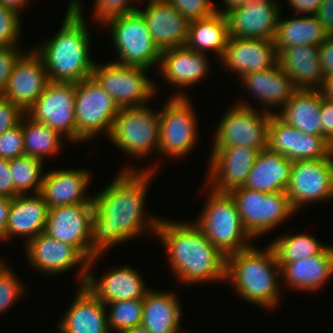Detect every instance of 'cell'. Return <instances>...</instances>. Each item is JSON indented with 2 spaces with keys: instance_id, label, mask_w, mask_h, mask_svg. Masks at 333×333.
I'll return each instance as SVG.
<instances>
[{
  "instance_id": "1",
  "label": "cell",
  "mask_w": 333,
  "mask_h": 333,
  "mask_svg": "<svg viewBox=\"0 0 333 333\" xmlns=\"http://www.w3.org/2000/svg\"><path fill=\"white\" fill-rule=\"evenodd\" d=\"M155 165L141 170L125 167L103 191L93 195L89 260L146 230L156 234L160 218L148 215L146 219L144 215L147 189L157 172Z\"/></svg>"
},
{
  "instance_id": "2",
  "label": "cell",
  "mask_w": 333,
  "mask_h": 333,
  "mask_svg": "<svg viewBox=\"0 0 333 333\" xmlns=\"http://www.w3.org/2000/svg\"><path fill=\"white\" fill-rule=\"evenodd\" d=\"M155 236L167 252L170 271L182 284L226 281V257L194 222L161 217Z\"/></svg>"
},
{
  "instance_id": "3",
  "label": "cell",
  "mask_w": 333,
  "mask_h": 333,
  "mask_svg": "<svg viewBox=\"0 0 333 333\" xmlns=\"http://www.w3.org/2000/svg\"><path fill=\"white\" fill-rule=\"evenodd\" d=\"M58 33L34 50L42 57L51 82H80L92 76L91 35L80 0H70Z\"/></svg>"
},
{
  "instance_id": "4",
  "label": "cell",
  "mask_w": 333,
  "mask_h": 333,
  "mask_svg": "<svg viewBox=\"0 0 333 333\" xmlns=\"http://www.w3.org/2000/svg\"><path fill=\"white\" fill-rule=\"evenodd\" d=\"M277 277L281 268L270 244L264 250L252 244L226 258V282L237 295L266 311L281 301Z\"/></svg>"
},
{
  "instance_id": "5",
  "label": "cell",
  "mask_w": 333,
  "mask_h": 333,
  "mask_svg": "<svg viewBox=\"0 0 333 333\" xmlns=\"http://www.w3.org/2000/svg\"><path fill=\"white\" fill-rule=\"evenodd\" d=\"M209 192L205 206L194 223L226 258L250 247L254 240L244 228L231 195L211 189Z\"/></svg>"
},
{
  "instance_id": "6",
  "label": "cell",
  "mask_w": 333,
  "mask_h": 333,
  "mask_svg": "<svg viewBox=\"0 0 333 333\" xmlns=\"http://www.w3.org/2000/svg\"><path fill=\"white\" fill-rule=\"evenodd\" d=\"M102 26L110 27L114 50L119 58L114 62L146 69L159 65L161 51L153 42L146 20L138 10L112 17Z\"/></svg>"
},
{
  "instance_id": "7",
  "label": "cell",
  "mask_w": 333,
  "mask_h": 333,
  "mask_svg": "<svg viewBox=\"0 0 333 333\" xmlns=\"http://www.w3.org/2000/svg\"><path fill=\"white\" fill-rule=\"evenodd\" d=\"M159 132V111L145 104L120 108L108 139L124 153L143 159L158 153Z\"/></svg>"
},
{
  "instance_id": "8",
  "label": "cell",
  "mask_w": 333,
  "mask_h": 333,
  "mask_svg": "<svg viewBox=\"0 0 333 333\" xmlns=\"http://www.w3.org/2000/svg\"><path fill=\"white\" fill-rule=\"evenodd\" d=\"M119 111L115 100L93 76L75 83L76 143L102 132L109 137Z\"/></svg>"
},
{
  "instance_id": "9",
  "label": "cell",
  "mask_w": 333,
  "mask_h": 333,
  "mask_svg": "<svg viewBox=\"0 0 333 333\" xmlns=\"http://www.w3.org/2000/svg\"><path fill=\"white\" fill-rule=\"evenodd\" d=\"M229 194L236 203L244 228L253 239L272 231L296 213L286 192L264 193L242 186Z\"/></svg>"
},
{
  "instance_id": "10",
  "label": "cell",
  "mask_w": 333,
  "mask_h": 333,
  "mask_svg": "<svg viewBox=\"0 0 333 333\" xmlns=\"http://www.w3.org/2000/svg\"><path fill=\"white\" fill-rule=\"evenodd\" d=\"M186 93L177 92L159 110L158 154L183 158L196 146L198 118Z\"/></svg>"
},
{
  "instance_id": "11",
  "label": "cell",
  "mask_w": 333,
  "mask_h": 333,
  "mask_svg": "<svg viewBox=\"0 0 333 333\" xmlns=\"http://www.w3.org/2000/svg\"><path fill=\"white\" fill-rule=\"evenodd\" d=\"M256 109L246 100L229 107L216 128L213 147L268 148L269 124L274 113Z\"/></svg>"
},
{
  "instance_id": "12",
  "label": "cell",
  "mask_w": 333,
  "mask_h": 333,
  "mask_svg": "<svg viewBox=\"0 0 333 333\" xmlns=\"http://www.w3.org/2000/svg\"><path fill=\"white\" fill-rule=\"evenodd\" d=\"M147 70L112 61L101 65L95 62L92 76L120 108L136 107L148 104L157 95V87L147 77Z\"/></svg>"
},
{
  "instance_id": "13",
  "label": "cell",
  "mask_w": 333,
  "mask_h": 333,
  "mask_svg": "<svg viewBox=\"0 0 333 333\" xmlns=\"http://www.w3.org/2000/svg\"><path fill=\"white\" fill-rule=\"evenodd\" d=\"M75 83L49 82L45 90L27 110L34 121L48 125L76 143Z\"/></svg>"
},
{
  "instance_id": "14",
  "label": "cell",
  "mask_w": 333,
  "mask_h": 333,
  "mask_svg": "<svg viewBox=\"0 0 333 333\" xmlns=\"http://www.w3.org/2000/svg\"><path fill=\"white\" fill-rule=\"evenodd\" d=\"M332 153L327 158L297 160L286 190L293 209L331 199Z\"/></svg>"
},
{
  "instance_id": "15",
  "label": "cell",
  "mask_w": 333,
  "mask_h": 333,
  "mask_svg": "<svg viewBox=\"0 0 333 333\" xmlns=\"http://www.w3.org/2000/svg\"><path fill=\"white\" fill-rule=\"evenodd\" d=\"M211 151L204 185L215 192L229 193L244 186L261 150L234 146L212 147Z\"/></svg>"
},
{
  "instance_id": "16",
  "label": "cell",
  "mask_w": 333,
  "mask_h": 333,
  "mask_svg": "<svg viewBox=\"0 0 333 333\" xmlns=\"http://www.w3.org/2000/svg\"><path fill=\"white\" fill-rule=\"evenodd\" d=\"M25 254L33 269L48 276L62 274L76 265L79 266L78 286H83L88 260L74 246L42 232L25 244Z\"/></svg>"
},
{
  "instance_id": "17",
  "label": "cell",
  "mask_w": 333,
  "mask_h": 333,
  "mask_svg": "<svg viewBox=\"0 0 333 333\" xmlns=\"http://www.w3.org/2000/svg\"><path fill=\"white\" fill-rule=\"evenodd\" d=\"M94 203L52 207L44 233L74 246L89 261V240Z\"/></svg>"
},
{
  "instance_id": "18",
  "label": "cell",
  "mask_w": 333,
  "mask_h": 333,
  "mask_svg": "<svg viewBox=\"0 0 333 333\" xmlns=\"http://www.w3.org/2000/svg\"><path fill=\"white\" fill-rule=\"evenodd\" d=\"M100 256L88 261L87 272L84 281L86 288L95 298L102 303L114 301H127L144 299L149 291L143 281V277L137 270L127 265L119 268H112L104 272L101 278L97 279L91 272L94 263ZM146 287V288H145Z\"/></svg>"
},
{
  "instance_id": "19",
  "label": "cell",
  "mask_w": 333,
  "mask_h": 333,
  "mask_svg": "<svg viewBox=\"0 0 333 333\" xmlns=\"http://www.w3.org/2000/svg\"><path fill=\"white\" fill-rule=\"evenodd\" d=\"M277 0H250L226 16L229 37L273 40L281 15Z\"/></svg>"
},
{
  "instance_id": "20",
  "label": "cell",
  "mask_w": 333,
  "mask_h": 333,
  "mask_svg": "<svg viewBox=\"0 0 333 333\" xmlns=\"http://www.w3.org/2000/svg\"><path fill=\"white\" fill-rule=\"evenodd\" d=\"M25 53L16 62L1 97L26 113L50 80L42 57L35 50Z\"/></svg>"
},
{
  "instance_id": "21",
  "label": "cell",
  "mask_w": 333,
  "mask_h": 333,
  "mask_svg": "<svg viewBox=\"0 0 333 333\" xmlns=\"http://www.w3.org/2000/svg\"><path fill=\"white\" fill-rule=\"evenodd\" d=\"M220 62L240 79L246 74L270 69L278 62V55L273 40L229 37Z\"/></svg>"
},
{
  "instance_id": "22",
  "label": "cell",
  "mask_w": 333,
  "mask_h": 333,
  "mask_svg": "<svg viewBox=\"0 0 333 333\" xmlns=\"http://www.w3.org/2000/svg\"><path fill=\"white\" fill-rule=\"evenodd\" d=\"M138 11L160 51L185 46L189 21L167 0L148 1L145 9L138 7Z\"/></svg>"
},
{
  "instance_id": "23",
  "label": "cell",
  "mask_w": 333,
  "mask_h": 333,
  "mask_svg": "<svg viewBox=\"0 0 333 333\" xmlns=\"http://www.w3.org/2000/svg\"><path fill=\"white\" fill-rule=\"evenodd\" d=\"M87 169H53L44 174L40 194L48 208L93 203V196H87L92 175Z\"/></svg>"
},
{
  "instance_id": "24",
  "label": "cell",
  "mask_w": 333,
  "mask_h": 333,
  "mask_svg": "<svg viewBox=\"0 0 333 333\" xmlns=\"http://www.w3.org/2000/svg\"><path fill=\"white\" fill-rule=\"evenodd\" d=\"M207 59L206 54L181 46L161 51L157 66L167 84L185 89L206 77L210 70Z\"/></svg>"
},
{
  "instance_id": "25",
  "label": "cell",
  "mask_w": 333,
  "mask_h": 333,
  "mask_svg": "<svg viewBox=\"0 0 333 333\" xmlns=\"http://www.w3.org/2000/svg\"><path fill=\"white\" fill-rule=\"evenodd\" d=\"M68 311L57 324L59 333H110L107 308L84 286H79Z\"/></svg>"
},
{
  "instance_id": "26",
  "label": "cell",
  "mask_w": 333,
  "mask_h": 333,
  "mask_svg": "<svg viewBox=\"0 0 333 333\" xmlns=\"http://www.w3.org/2000/svg\"><path fill=\"white\" fill-rule=\"evenodd\" d=\"M48 210V205L40 193L13 197L5 234L1 241H9L12 236H24L27 239L23 243L25 245L44 232Z\"/></svg>"
},
{
  "instance_id": "27",
  "label": "cell",
  "mask_w": 333,
  "mask_h": 333,
  "mask_svg": "<svg viewBox=\"0 0 333 333\" xmlns=\"http://www.w3.org/2000/svg\"><path fill=\"white\" fill-rule=\"evenodd\" d=\"M281 280L294 290L313 292L333 277V245H327L319 254L292 263L279 264ZM284 279V280H283Z\"/></svg>"
},
{
  "instance_id": "28",
  "label": "cell",
  "mask_w": 333,
  "mask_h": 333,
  "mask_svg": "<svg viewBox=\"0 0 333 333\" xmlns=\"http://www.w3.org/2000/svg\"><path fill=\"white\" fill-rule=\"evenodd\" d=\"M240 81L242 87L259 100L262 110L274 114L270 106L283 107L297 90L278 62L270 69L246 74Z\"/></svg>"
},
{
  "instance_id": "29",
  "label": "cell",
  "mask_w": 333,
  "mask_h": 333,
  "mask_svg": "<svg viewBox=\"0 0 333 333\" xmlns=\"http://www.w3.org/2000/svg\"><path fill=\"white\" fill-rule=\"evenodd\" d=\"M319 46L297 45L282 49L278 63L297 90L318 89L323 81Z\"/></svg>"
},
{
  "instance_id": "30",
  "label": "cell",
  "mask_w": 333,
  "mask_h": 333,
  "mask_svg": "<svg viewBox=\"0 0 333 333\" xmlns=\"http://www.w3.org/2000/svg\"><path fill=\"white\" fill-rule=\"evenodd\" d=\"M293 162L269 148L259 152L243 187L264 193L286 192Z\"/></svg>"
},
{
  "instance_id": "31",
  "label": "cell",
  "mask_w": 333,
  "mask_h": 333,
  "mask_svg": "<svg viewBox=\"0 0 333 333\" xmlns=\"http://www.w3.org/2000/svg\"><path fill=\"white\" fill-rule=\"evenodd\" d=\"M177 294L149 289L143 299L142 326L149 333H180L182 310Z\"/></svg>"
},
{
  "instance_id": "32",
  "label": "cell",
  "mask_w": 333,
  "mask_h": 333,
  "mask_svg": "<svg viewBox=\"0 0 333 333\" xmlns=\"http://www.w3.org/2000/svg\"><path fill=\"white\" fill-rule=\"evenodd\" d=\"M322 102L323 97L318 89L296 90L276 115L306 134L322 136Z\"/></svg>"
},
{
  "instance_id": "33",
  "label": "cell",
  "mask_w": 333,
  "mask_h": 333,
  "mask_svg": "<svg viewBox=\"0 0 333 333\" xmlns=\"http://www.w3.org/2000/svg\"><path fill=\"white\" fill-rule=\"evenodd\" d=\"M327 37L315 15H295L286 20L280 15L273 42L278 54L284 48L297 45L319 46Z\"/></svg>"
},
{
  "instance_id": "34",
  "label": "cell",
  "mask_w": 333,
  "mask_h": 333,
  "mask_svg": "<svg viewBox=\"0 0 333 333\" xmlns=\"http://www.w3.org/2000/svg\"><path fill=\"white\" fill-rule=\"evenodd\" d=\"M228 39L227 16L216 12L210 17L189 23L185 46L199 53L215 52V58L220 60L226 49Z\"/></svg>"
},
{
  "instance_id": "35",
  "label": "cell",
  "mask_w": 333,
  "mask_h": 333,
  "mask_svg": "<svg viewBox=\"0 0 333 333\" xmlns=\"http://www.w3.org/2000/svg\"><path fill=\"white\" fill-rule=\"evenodd\" d=\"M24 156L44 161L46 157L59 154L62 135L44 123L34 121L26 113L22 117Z\"/></svg>"
},
{
  "instance_id": "36",
  "label": "cell",
  "mask_w": 333,
  "mask_h": 333,
  "mask_svg": "<svg viewBox=\"0 0 333 333\" xmlns=\"http://www.w3.org/2000/svg\"><path fill=\"white\" fill-rule=\"evenodd\" d=\"M270 245L274 249L279 264L292 263L317 255L327 246L307 233L284 234L273 240Z\"/></svg>"
},
{
  "instance_id": "37",
  "label": "cell",
  "mask_w": 333,
  "mask_h": 333,
  "mask_svg": "<svg viewBox=\"0 0 333 333\" xmlns=\"http://www.w3.org/2000/svg\"><path fill=\"white\" fill-rule=\"evenodd\" d=\"M44 161L29 156L9 160V168L15 188V196L40 193L44 178Z\"/></svg>"
},
{
  "instance_id": "38",
  "label": "cell",
  "mask_w": 333,
  "mask_h": 333,
  "mask_svg": "<svg viewBox=\"0 0 333 333\" xmlns=\"http://www.w3.org/2000/svg\"><path fill=\"white\" fill-rule=\"evenodd\" d=\"M300 130L286 124L273 114L269 124L268 148L280 153L290 161L298 160V143Z\"/></svg>"
},
{
  "instance_id": "39",
  "label": "cell",
  "mask_w": 333,
  "mask_h": 333,
  "mask_svg": "<svg viewBox=\"0 0 333 333\" xmlns=\"http://www.w3.org/2000/svg\"><path fill=\"white\" fill-rule=\"evenodd\" d=\"M105 307H109L107 317L111 333L112 331L119 333L125 329L142 325L143 299L109 302L105 303Z\"/></svg>"
},
{
  "instance_id": "40",
  "label": "cell",
  "mask_w": 333,
  "mask_h": 333,
  "mask_svg": "<svg viewBox=\"0 0 333 333\" xmlns=\"http://www.w3.org/2000/svg\"><path fill=\"white\" fill-rule=\"evenodd\" d=\"M7 265L0 273V314L7 311L26 291L19 276Z\"/></svg>"
},
{
  "instance_id": "41",
  "label": "cell",
  "mask_w": 333,
  "mask_h": 333,
  "mask_svg": "<svg viewBox=\"0 0 333 333\" xmlns=\"http://www.w3.org/2000/svg\"><path fill=\"white\" fill-rule=\"evenodd\" d=\"M20 16L15 10L0 4V46H20Z\"/></svg>"
},
{
  "instance_id": "42",
  "label": "cell",
  "mask_w": 333,
  "mask_h": 333,
  "mask_svg": "<svg viewBox=\"0 0 333 333\" xmlns=\"http://www.w3.org/2000/svg\"><path fill=\"white\" fill-rule=\"evenodd\" d=\"M333 152V146L319 135H309L300 130L298 160L327 158Z\"/></svg>"
},
{
  "instance_id": "43",
  "label": "cell",
  "mask_w": 333,
  "mask_h": 333,
  "mask_svg": "<svg viewBox=\"0 0 333 333\" xmlns=\"http://www.w3.org/2000/svg\"><path fill=\"white\" fill-rule=\"evenodd\" d=\"M136 0H95L93 5V17L97 23L103 24L106 20L123 15L125 13H131L137 11L138 8L133 3ZM96 17V18H95Z\"/></svg>"
},
{
  "instance_id": "44",
  "label": "cell",
  "mask_w": 333,
  "mask_h": 333,
  "mask_svg": "<svg viewBox=\"0 0 333 333\" xmlns=\"http://www.w3.org/2000/svg\"><path fill=\"white\" fill-rule=\"evenodd\" d=\"M172 4L188 21L193 22L199 19L212 16L216 13V6L211 0H167Z\"/></svg>"
},
{
  "instance_id": "45",
  "label": "cell",
  "mask_w": 333,
  "mask_h": 333,
  "mask_svg": "<svg viewBox=\"0 0 333 333\" xmlns=\"http://www.w3.org/2000/svg\"><path fill=\"white\" fill-rule=\"evenodd\" d=\"M24 156L22 120L0 135V158L14 159Z\"/></svg>"
},
{
  "instance_id": "46",
  "label": "cell",
  "mask_w": 333,
  "mask_h": 333,
  "mask_svg": "<svg viewBox=\"0 0 333 333\" xmlns=\"http://www.w3.org/2000/svg\"><path fill=\"white\" fill-rule=\"evenodd\" d=\"M20 46H0V96H2L9 76L16 62L24 54Z\"/></svg>"
},
{
  "instance_id": "47",
  "label": "cell",
  "mask_w": 333,
  "mask_h": 333,
  "mask_svg": "<svg viewBox=\"0 0 333 333\" xmlns=\"http://www.w3.org/2000/svg\"><path fill=\"white\" fill-rule=\"evenodd\" d=\"M24 114L19 106L0 96V135L17 126Z\"/></svg>"
},
{
  "instance_id": "48",
  "label": "cell",
  "mask_w": 333,
  "mask_h": 333,
  "mask_svg": "<svg viewBox=\"0 0 333 333\" xmlns=\"http://www.w3.org/2000/svg\"><path fill=\"white\" fill-rule=\"evenodd\" d=\"M318 51L323 76L326 77L333 74V36H328L319 45Z\"/></svg>"
},
{
  "instance_id": "49",
  "label": "cell",
  "mask_w": 333,
  "mask_h": 333,
  "mask_svg": "<svg viewBox=\"0 0 333 333\" xmlns=\"http://www.w3.org/2000/svg\"><path fill=\"white\" fill-rule=\"evenodd\" d=\"M320 116L322 136L333 146V101L323 98Z\"/></svg>"
},
{
  "instance_id": "50",
  "label": "cell",
  "mask_w": 333,
  "mask_h": 333,
  "mask_svg": "<svg viewBox=\"0 0 333 333\" xmlns=\"http://www.w3.org/2000/svg\"><path fill=\"white\" fill-rule=\"evenodd\" d=\"M9 168V160L0 158V196L15 197V188Z\"/></svg>"
},
{
  "instance_id": "51",
  "label": "cell",
  "mask_w": 333,
  "mask_h": 333,
  "mask_svg": "<svg viewBox=\"0 0 333 333\" xmlns=\"http://www.w3.org/2000/svg\"><path fill=\"white\" fill-rule=\"evenodd\" d=\"M315 17L322 24L328 36H333V0H323Z\"/></svg>"
},
{
  "instance_id": "52",
  "label": "cell",
  "mask_w": 333,
  "mask_h": 333,
  "mask_svg": "<svg viewBox=\"0 0 333 333\" xmlns=\"http://www.w3.org/2000/svg\"><path fill=\"white\" fill-rule=\"evenodd\" d=\"M294 11V14L315 15L323 0H287Z\"/></svg>"
},
{
  "instance_id": "53",
  "label": "cell",
  "mask_w": 333,
  "mask_h": 333,
  "mask_svg": "<svg viewBox=\"0 0 333 333\" xmlns=\"http://www.w3.org/2000/svg\"><path fill=\"white\" fill-rule=\"evenodd\" d=\"M10 207L11 198L0 196V240L5 234Z\"/></svg>"
},
{
  "instance_id": "54",
  "label": "cell",
  "mask_w": 333,
  "mask_h": 333,
  "mask_svg": "<svg viewBox=\"0 0 333 333\" xmlns=\"http://www.w3.org/2000/svg\"><path fill=\"white\" fill-rule=\"evenodd\" d=\"M318 90L324 99L333 101V74L323 78L322 84Z\"/></svg>"
},
{
  "instance_id": "55",
  "label": "cell",
  "mask_w": 333,
  "mask_h": 333,
  "mask_svg": "<svg viewBox=\"0 0 333 333\" xmlns=\"http://www.w3.org/2000/svg\"><path fill=\"white\" fill-rule=\"evenodd\" d=\"M248 1L250 0H222V2L224 3V9H219L218 7H216V11L219 13H222L224 15H226L229 11L233 10L234 8L243 6L244 4H246Z\"/></svg>"
},
{
  "instance_id": "56",
  "label": "cell",
  "mask_w": 333,
  "mask_h": 333,
  "mask_svg": "<svg viewBox=\"0 0 333 333\" xmlns=\"http://www.w3.org/2000/svg\"><path fill=\"white\" fill-rule=\"evenodd\" d=\"M31 0H0V4H3L5 7H9L19 14L21 13L22 8L28 4Z\"/></svg>"
},
{
  "instance_id": "57",
  "label": "cell",
  "mask_w": 333,
  "mask_h": 333,
  "mask_svg": "<svg viewBox=\"0 0 333 333\" xmlns=\"http://www.w3.org/2000/svg\"><path fill=\"white\" fill-rule=\"evenodd\" d=\"M119 333H149V332L142 325H138L133 328L125 329Z\"/></svg>"
},
{
  "instance_id": "58",
  "label": "cell",
  "mask_w": 333,
  "mask_h": 333,
  "mask_svg": "<svg viewBox=\"0 0 333 333\" xmlns=\"http://www.w3.org/2000/svg\"><path fill=\"white\" fill-rule=\"evenodd\" d=\"M331 201H333V152H332V167H331Z\"/></svg>"
},
{
  "instance_id": "59",
  "label": "cell",
  "mask_w": 333,
  "mask_h": 333,
  "mask_svg": "<svg viewBox=\"0 0 333 333\" xmlns=\"http://www.w3.org/2000/svg\"><path fill=\"white\" fill-rule=\"evenodd\" d=\"M7 266L6 262H5V259L3 260L1 257H0V273L1 271Z\"/></svg>"
},
{
  "instance_id": "60",
  "label": "cell",
  "mask_w": 333,
  "mask_h": 333,
  "mask_svg": "<svg viewBox=\"0 0 333 333\" xmlns=\"http://www.w3.org/2000/svg\"><path fill=\"white\" fill-rule=\"evenodd\" d=\"M136 1L138 2V0H136ZM139 1H142V0H139ZM148 1L150 2V1H157V0H148Z\"/></svg>"
}]
</instances>
